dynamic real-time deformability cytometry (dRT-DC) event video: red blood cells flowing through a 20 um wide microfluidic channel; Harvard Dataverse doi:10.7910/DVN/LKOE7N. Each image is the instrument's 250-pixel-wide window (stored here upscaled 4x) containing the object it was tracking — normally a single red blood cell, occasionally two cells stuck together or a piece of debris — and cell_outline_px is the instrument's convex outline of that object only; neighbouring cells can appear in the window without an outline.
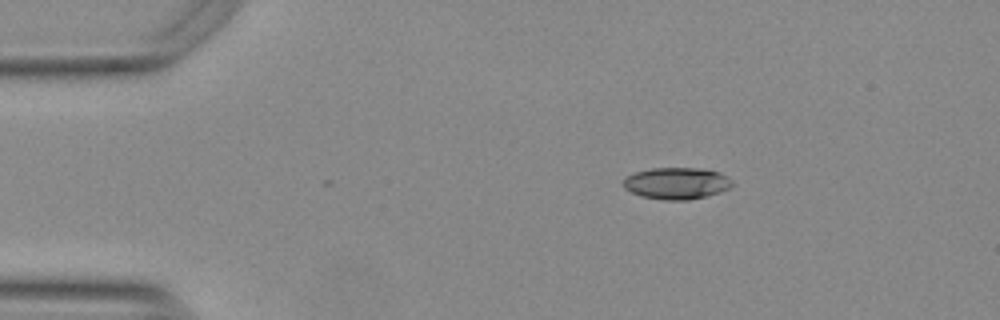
{"species": "Egyptian fruit bat (a non-hibernating species)", "species_latin": "Rousettus aegyptiacus", "temperature_condition": "warm", "stored_images_in_passage": 3, "camera_frame_rate_fps": 3000, "um_per_image_px": 0.085, "animal": {"sex": "female"}, "frame": {"image": 1, "passage_image": 1, "time_ms": 0.0, "image_size_px": [1000, 320], "cell_outline_px": [[732, 184], [728, 188], [720, 192], [688, 200], [664, 200], [640, 196], [624, 188], [624, 180], [628, 176], [636, 172], [652, 168], [696, 168], [720, 172], [732, 180]], "centroid_in_image_um": [57.51, 15.58], "position_along_channel_um": 27.5, "area_um2": 19.88}}